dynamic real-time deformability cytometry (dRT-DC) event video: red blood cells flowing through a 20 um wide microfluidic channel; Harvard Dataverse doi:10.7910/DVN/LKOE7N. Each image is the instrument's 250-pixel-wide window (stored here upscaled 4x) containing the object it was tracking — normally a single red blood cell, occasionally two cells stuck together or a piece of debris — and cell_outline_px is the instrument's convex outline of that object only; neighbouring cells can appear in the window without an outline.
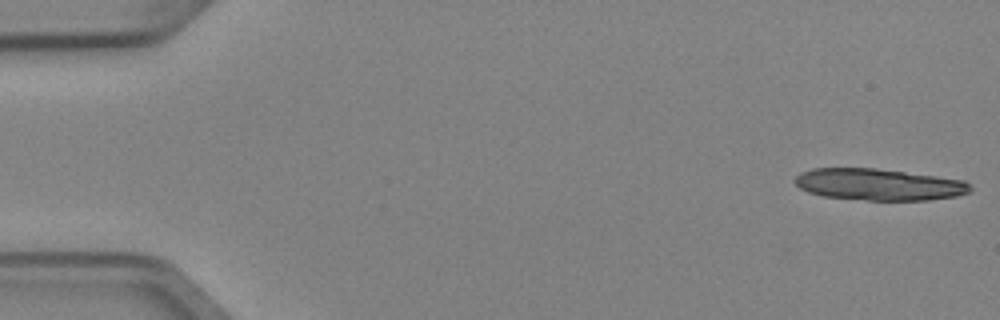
{"species": "Egyptian fruit bat (a non-hibernating species)", "species_latin": "Rousettus aegyptiacus", "temperature_condition": "cold", "stored_images_in_passage": 15, "camera_frame_rate_fps": 3000, "um_per_image_px": 0.085, "animal": {"sex": "female"}, "frame": {"image": 1, "passage_image": 1, "time_ms": 0.0, "image_size_px": [1000, 320], "cell_outline_px": [[972, 188], [968, 192], [956, 196], [928, 200], [868, 200], [824, 196], [808, 192], [800, 188], [792, 180], [800, 172], [812, 168], [876, 168], [936, 176], [964, 180]], "centroid_in_image_um": [74.66, 15.67], "position_along_channel_um": 10.3, "area_um2": 32.25}}